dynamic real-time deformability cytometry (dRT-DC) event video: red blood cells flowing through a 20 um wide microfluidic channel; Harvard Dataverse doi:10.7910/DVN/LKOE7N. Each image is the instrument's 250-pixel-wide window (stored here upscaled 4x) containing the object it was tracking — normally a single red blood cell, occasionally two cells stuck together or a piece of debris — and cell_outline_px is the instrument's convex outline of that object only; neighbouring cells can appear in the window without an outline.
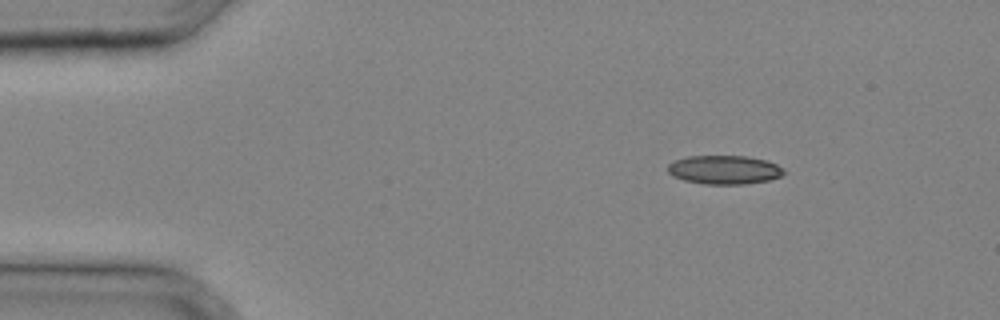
{"species": "common noctule bat (a hibernating species)", "species_latin": "Nyctalus noctula", "temperature_condition": "cold", "stored_images_in_passage": 30, "camera_frame_rate_fps": 3000, "um_per_image_px": 0.085, "animal": {"sex": "male", "body_mass_g": 20.4}, "frame": {"image": 1, "passage_image": 1, "time_ms": 0.0, "image_size_px": [1000, 320], "cell_outline_px": [[788, 172], [780, 176], [768, 180], [744, 184], [704, 184], [684, 180], [672, 176], [668, 172], [668, 164], [676, 160], [688, 156], [748, 156], [768, 160], [784, 168]], "centroid_in_image_um": [61.6, 14.43], "position_along_channel_um": 23.4, "area_um2": 19.59}}
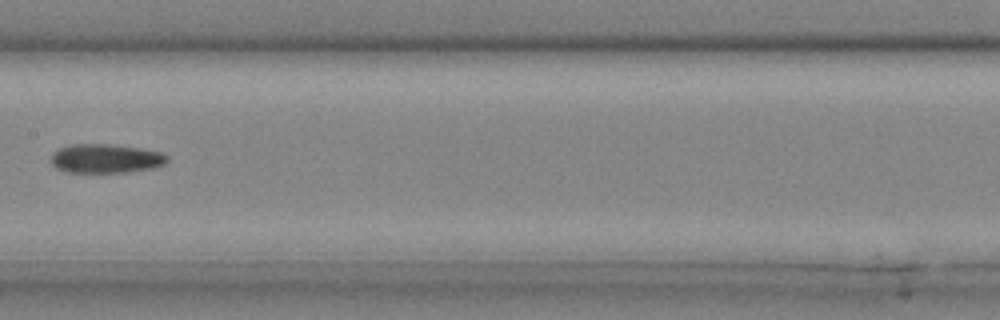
{"frame": {"image": 2, "passage_image": 14, "time_ms": 4.333, "image_size_px": [1000, 320], "cell_outline_px": [[168, 160], [164, 164], [152, 168], [124, 172], [68, 172], [56, 168], [52, 164], [52, 152], [68, 144], [108, 144], [140, 148], [164, 152], [168, 156]], "centroid_in_image_um": [8.99, 13.46], "position_along_channel_um": 198.4, "area_um2": 19.65}}
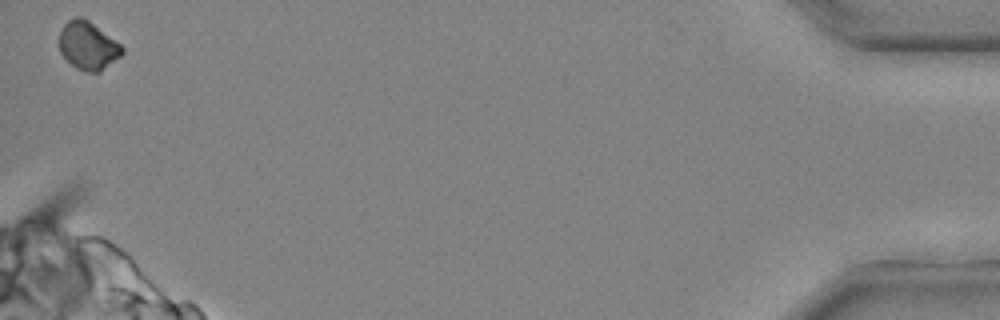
{"frame": {"image": 3, "passage_image": 30, "time_ms": 9.667, "image_size_px": [1000, 320], "cell_outline_px": [[124, 52], [120, 56], [100, 72], [88, 72], [76, 68], [60, 52], [56, 44], [60, 32], [64, 24], [68, 20], [76, 16], [80, 16], [88, 20], [120, 44], [124, 48]], "centroid_in_image_um": [7.44, 3.87], "position_along_channel_um": 427.8, "area_um2": 17.63}}